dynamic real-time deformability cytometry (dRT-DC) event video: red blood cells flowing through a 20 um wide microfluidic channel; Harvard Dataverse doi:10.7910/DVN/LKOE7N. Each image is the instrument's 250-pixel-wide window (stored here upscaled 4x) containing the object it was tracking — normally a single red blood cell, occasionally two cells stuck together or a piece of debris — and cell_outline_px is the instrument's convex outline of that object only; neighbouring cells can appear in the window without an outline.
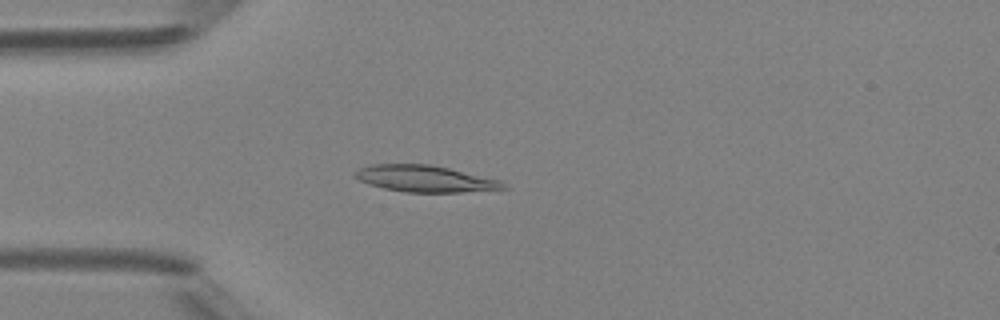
{"species": "Egyptian fruit bat (a non-hibernating species)", "species_latin": "Rousettus aegyptiacus", "temperature_condition": "room temperature", "stored_images_in_passage": 48, "camera_frame_rate_fps": 3000, "um_per_image_px": 0.085, "animal": {"sex": "female"}, "frame": {"image": 1, "passage_image": 13, "time_ms": 4.0, "image_size_px": [1000, 320], "cell_outline_px": [[512, 188], [460, 192], [404, 192], [384, 188], [368, 184], [352, 176], [352, 172], [360, 168], [372, 164], [432, 164], [500, 180]], "centroid_in_image_um": [36.12, 15.19], "position_along_channel_um": 48.9, "area_um2": 23.06}}
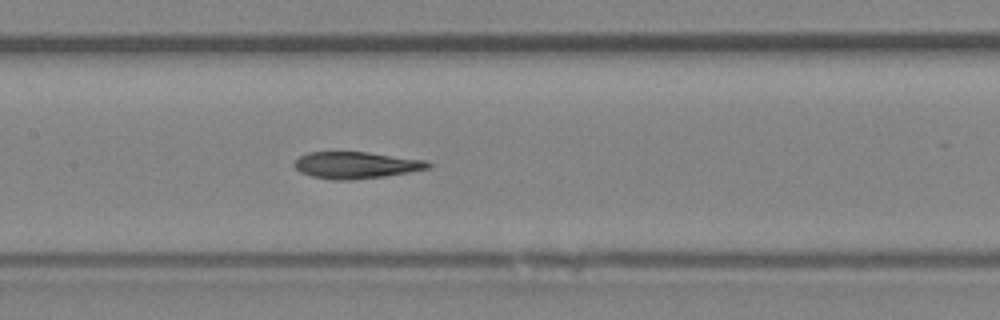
{"frame": {"image": 2, "passage_image": 23, "time_ms": 7.333, "image_size_px": [1000, 320], "cell_outline_px": [[432, 164], [428, 168], [408, 172], [384, 176], [352, 180], [332, 180], [312, 176], [300, 172], [292, 164], [300, 156], [308, 152], [368, 152], [424, 160]], "centroid_in_image_um": [30.22, 14.04], "position_along_channel_um": 177.2, "area_um2": 20.69}}
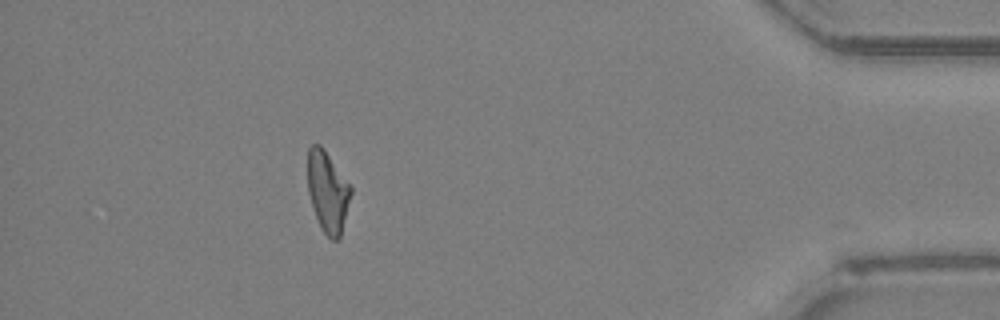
{"frame": {"image": 3, "passage_image": 43, "time_ms": 14.0, "image_size_px": [1000, 320], "cell_outline_px": [[352, 192], [340, 236], [336, 240], [332, 240], [324, 232], [316, 216], [308, 192], [308, 148], [312, 144], [320, 144], [324, 148], [352, 184]], "centroid_in_image_um": [27.87, 16.22], "position_along_channel_um": 407.3, "area_um2": 20.4}, "authors_computed_cell_mechanics": {"area_um2": 21.5594, "velocity_mm_per_s": 4.2409, "shape_relaxation_time_tau1_ms": null, "shape_relaxation_time_tau2_ms": 8.1675, "deformation_change_tau1": null, "deformation_change_tau2": 0.1839}}